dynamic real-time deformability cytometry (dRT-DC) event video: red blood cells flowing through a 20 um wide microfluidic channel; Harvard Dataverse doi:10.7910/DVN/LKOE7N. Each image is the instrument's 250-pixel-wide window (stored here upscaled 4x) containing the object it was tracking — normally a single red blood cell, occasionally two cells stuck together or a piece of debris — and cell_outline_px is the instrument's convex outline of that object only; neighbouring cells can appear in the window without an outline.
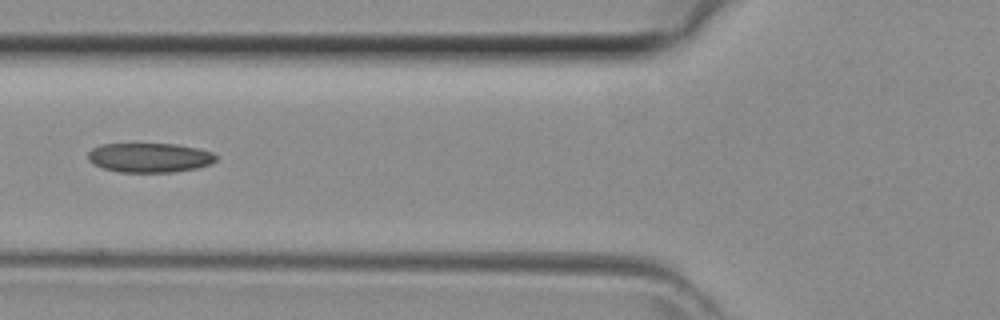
{"species": "common noctule bat (a hibernating species)", "species_latin": "Nyctalus noctula", "temperature_condition": "room temperature", "stored_images_in_passage": 35, "camera_frame_rate_fps": 3000, "um_per_image_px": 0.085, "animal": {"sex": "female", "body_mass_g": 29.2, "forearm_length_mm": 56.3}, "frame": {"image": 1, "passage_image": 9, "time_ms": 2.667, "image_size_px": [1000, 320], "cell_outline_px": [[216, 160], [212, 164], [196, 168], [172, 172], [120, 172], [104, 168], [92, 164], [88, 160], [88, 152], [92, 148], [100, 144], [176, 144], [196, 148], [212, 152], [216, 156]], "centroid_in_image_um": [12.69, 13.4], "position_along_channel_um": 113.1, "area_um2": 21.96}}
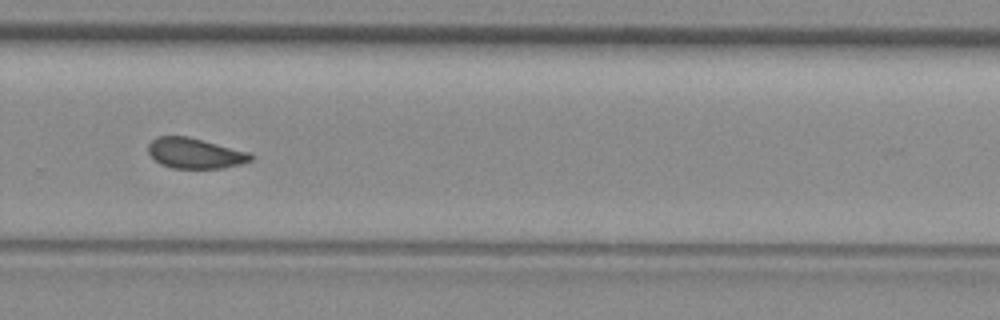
{"frame": {"image": 2, "passage_image": 21, "time_ms": 6.667, "image_size_px": [1000, 320], "cell_outline_px": [[252, 160], [240, 164], [220, 168], [172, 168], [160, 164], [148, 152], [148, 144], [156, 136], [188, 136], [248, 152], [252, 156]], "centroid_in_image_um": [16.53, 13.02], "position_along_channel_um": 313.3, "area_um2": 17.98}}
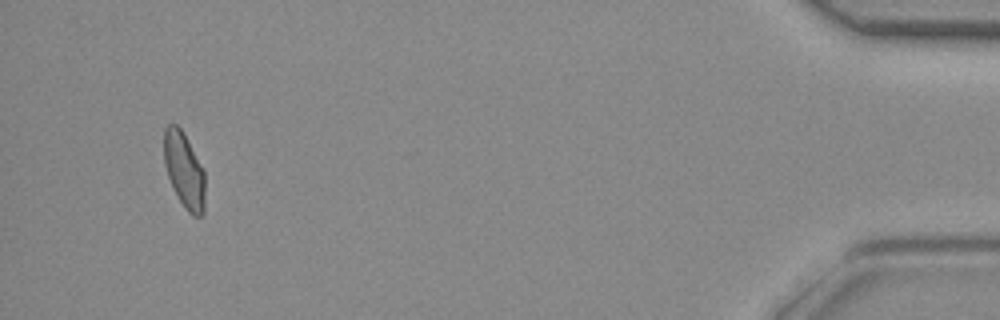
{"frame": {"image": 3, "passage_image": 33, "time_ms": 10.667, "image_size_px": [1000, 320], "cell_outline_px": [[204, 212], [200, 216], [192, 216], [188, 212], [180, 200], [168, 176], [164, 164], [164, 128], [168, 124], [176, 124], [180, 128], [204, 168]], "centroid_in_image_um": [15.66, 14.45], "position_along_channel_um": 419.5, "area_um2": 17.86}}